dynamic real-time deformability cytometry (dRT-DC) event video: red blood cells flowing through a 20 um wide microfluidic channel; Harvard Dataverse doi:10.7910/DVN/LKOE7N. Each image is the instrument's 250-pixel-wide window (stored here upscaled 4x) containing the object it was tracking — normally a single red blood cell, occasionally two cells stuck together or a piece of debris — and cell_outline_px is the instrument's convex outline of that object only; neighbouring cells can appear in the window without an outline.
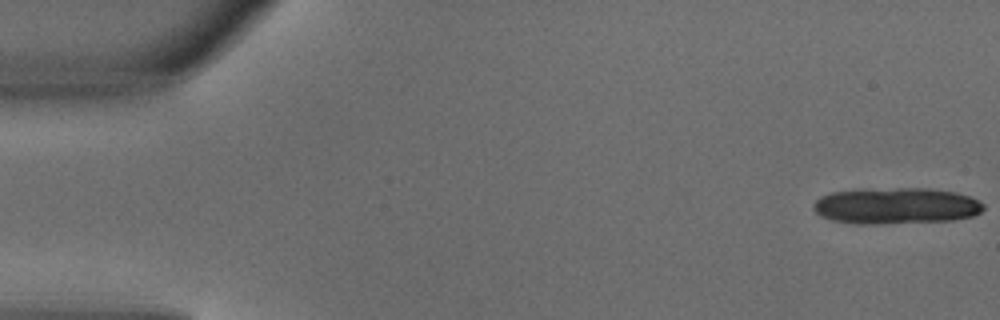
{"species": "common noctule bat (a hibernating species)", "species_latin": "Nyctalus noctula", "temperature_condition": "warm", "stored_images_in_passage": 4, "camera_frame_rate_fps": 3000, "um_per_image_px": 0.085, "animal": {"sex": "male", "body_mass_g": 18.8}, "frame": {"image": 1, "passage_image": 1, "time_ms": 0.0, "image_size_px": [1000, 320], "cell_outline_px": [[984, 208], [980, 212], [972, 216], [952, 220], [880, 224], [852, 224], [832, 220], [820, 216], [812, 208], [812, 204], [820, 196], [832, 192], [896, 188], [928, 188], [956, 192], [980, 200], [984, 204]], "centroid_in_image_um": [76.16, 17.51], "position_along_channel_um": 8.8, "area_um2": 36.01}}
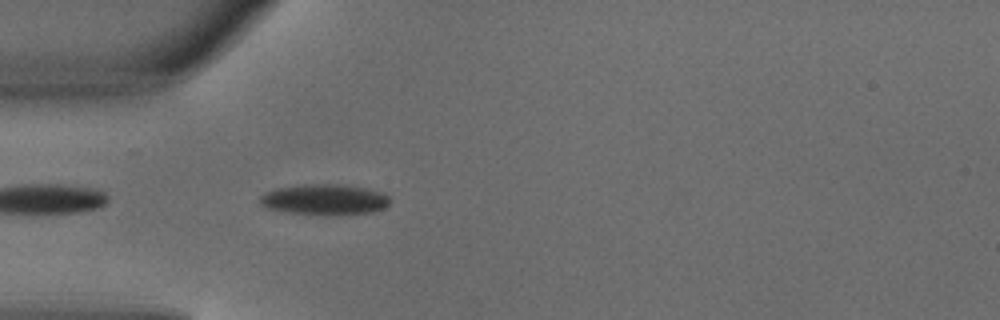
{"frame": {"image": 2, "passage_image": 4, "time_ms": 1.0, "image_size_px": [1000, 320], "cell_outline_px": [[392, 200], [384, 208], [372, 212], [336, 216], [324, 216], [288, 212], [268, 208], [260, 204], [260, 196], [264, 192], [276, 188], [304, 184], [340, 184], [364, 188], [380, 192], [388, 196]], "centroid_in_image_um": [27.59, 16.98], "position_along_channel_um": 57.4, "area_um2": 23.58}}